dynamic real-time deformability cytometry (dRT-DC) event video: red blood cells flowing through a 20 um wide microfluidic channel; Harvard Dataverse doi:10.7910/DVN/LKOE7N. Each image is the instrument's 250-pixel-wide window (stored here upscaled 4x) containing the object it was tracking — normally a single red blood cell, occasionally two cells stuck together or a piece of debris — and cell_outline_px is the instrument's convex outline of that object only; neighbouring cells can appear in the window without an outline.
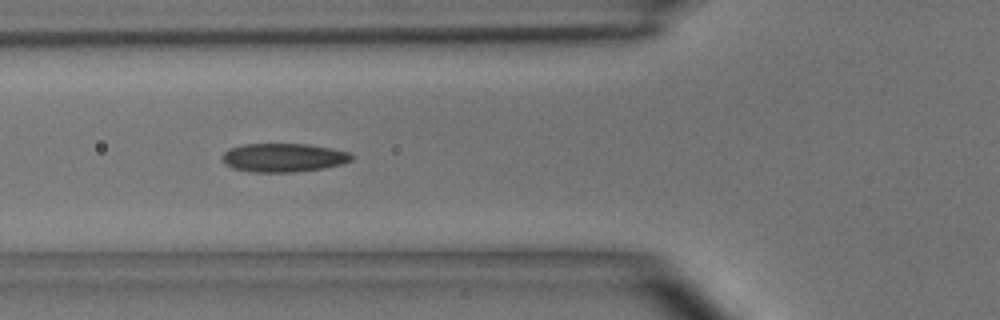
{"species": "common noctule bat (a hibernating species)", "species_latin": "Nyctalus noctula", "temperature_condition": "room temperature", "stored_images_in_passage": 6, "camera_frame_rate_fps": 3000, "um_per_image_px": 0.085, "animal": {"sex": "male", "body_mass_g": 15.6}, "frame": {"image": 1, "passage_image": 4, "time_ms": 3.333, "image_size_px": [1000, 320], "cell_outline_px": [[356, 156], [352, 160], [340, 164], [324, 168], [296, 172], [252, 172], [232, 168], [224, 164], [224, 152], [228, 148], [244, 144], [308, 144], [332, 148], [352, 152]], "centroid_in_image_um": [24.14, 13.39], "position_along_channel_um": 101.7, "area_um2": 21.79}}
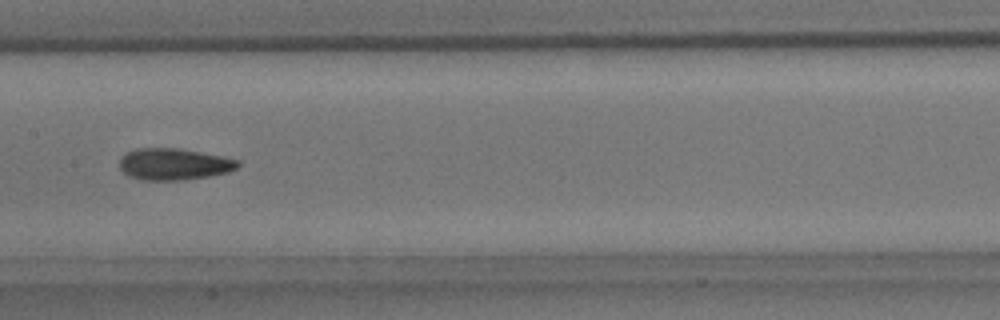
{"frame": {"image": 2, "passage_image": 6, "time_ms": 5.667, "image_size_px": [1000, 320], "cell_outline_px": [[240, 164], [236, 168], [228, 172], [208, 176], [184, 180], [140, 180], [128, 176], [120, 168], [120, 160], [128, 152], [136, 148], [176, 148], [200, 152], [240, 160]], "centroid_in_image_um": [14.78, 13.96], "position_along_channel_um": 192.6, "area_um2": 21.68}}